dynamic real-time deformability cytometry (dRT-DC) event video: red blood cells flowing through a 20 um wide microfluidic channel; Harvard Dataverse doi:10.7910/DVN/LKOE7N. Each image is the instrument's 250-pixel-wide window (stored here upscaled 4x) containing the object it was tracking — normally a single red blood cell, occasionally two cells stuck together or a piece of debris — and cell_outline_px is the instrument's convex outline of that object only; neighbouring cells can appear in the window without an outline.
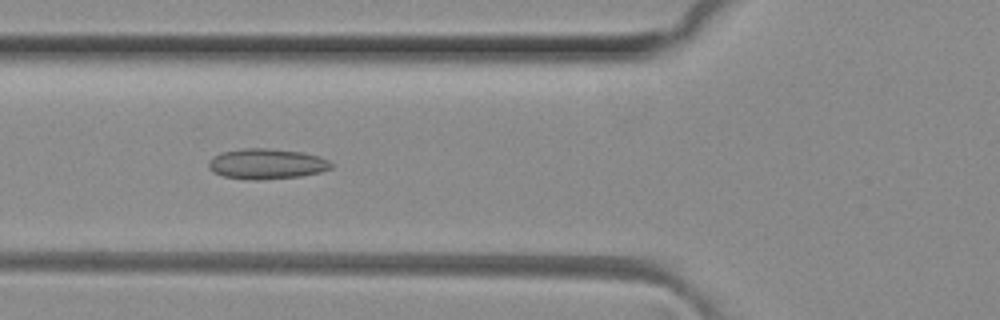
{"species": "common noctule bat (a hibernating species)", "species_latin": "Nyctalus noctula", "temperature_condition": "room temperature", "stored_images_in_passage": 48, "camera_frame_rate_fps": 3000, "um_per_image_px": 0.085, "animal": {"sex": "female", "body_mass_g": 29.2, "forearm_length_mm": 56.3}, "frame": {"image": 1, "passage_image": 17, "time_ms": 5.333, "image_size_px": [1000, 320], "cell_outline_px": [[332, 168], [320, 172], [300, 176], [260, 180], [248, 180], [224, 176], [208, 168], [208, 160], [212, 156], [220, 152], [244, 148], [264, 148], [304, 152], [320, 156], [328, 160], [332, 164]], "centroid_in_image_um": [22.65, 13.92], "position_along_channel_um": 103.1, "area_um2": 21.85}}
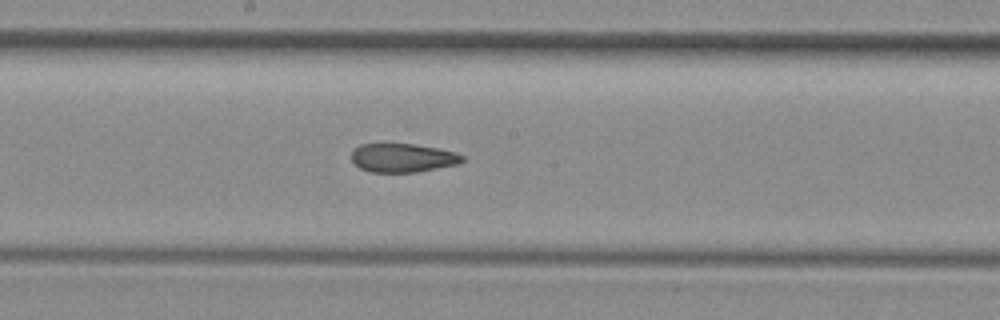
{"frame": {"image": 2, "passage_image": 25, "time_ms": 8.0, "image_size_px": [1000, 320], "cell_outline_px": [[464, 160], [460, 164], [416, 172], [372, 172], [360, 168], [352, 160], [352, 152], [360, 144], [412, 144], [436, 148], [456, 152], [464, 156]], "centroid_in_image_um": [34.27, 13.42], "position_along_channel_um": 213.9, "area_um2": 18.44}}
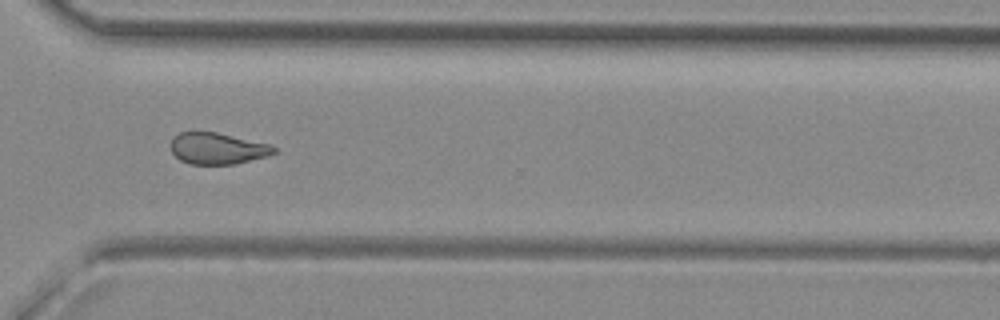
{"frame": {"image": 3, "passage_image": 35, "time_ms": 11.333, "image_size_px": [1000, 320], "cell_outline_px": [[276, 152], [268, 156], [236, 164], [188, 164], [180, 160], [172, 152], [172, 140], [180, 132], [216, 132], [268, 144], [276, 148]], "centroid_in_image_um": [18.5, 12.63], "position_along_channel_um": 352.1, "area_um2": 18.67}, "authors_computed_cell_mechanics": {"area_um2": 20.2011, "velocity_mm_per_s": 4.1542, "shape_relaxation_time_tau1_ms": null, "shape_relaxation_time_tau2_ms": 2.437, "deformation_change_tau1": null, "deformation_change_tau2": 0.0973}}